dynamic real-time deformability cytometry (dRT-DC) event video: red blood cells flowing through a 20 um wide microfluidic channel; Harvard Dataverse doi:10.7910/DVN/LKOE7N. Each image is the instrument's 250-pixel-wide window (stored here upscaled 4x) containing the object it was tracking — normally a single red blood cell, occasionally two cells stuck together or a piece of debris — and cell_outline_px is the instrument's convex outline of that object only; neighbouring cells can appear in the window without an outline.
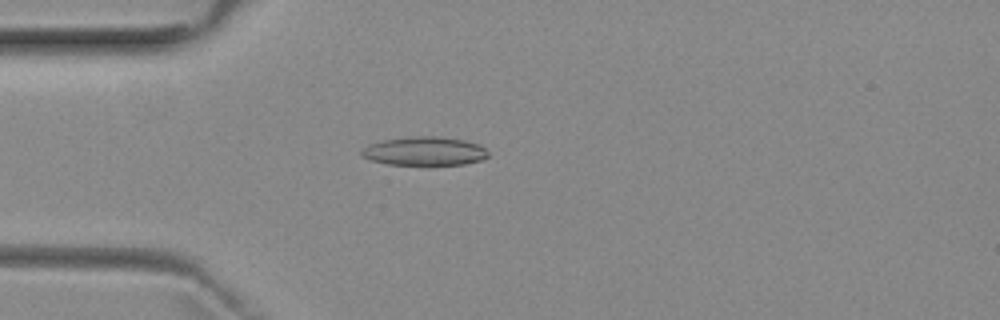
{"species": "common noctule bat (a hibernating species)", "species_latin": "Nyctalus noctula", "temperature_condition": "room temperature", "stored_images_in_passage": 52, "camera_frame_rate_fps": 3000, "um_per_image_px": 0.085, "animal": {"sex": "female", "body_mass_g": 29.2, "forearm_length_mm": 56.3}, "frame": {"image": 1, "passage_image": 14, "time_ms": 4.333, "image_size_px": [1000, 320], "cell_outline_px": [[488, 156], [480, 160], [464, 164], [388, 164], [372, 160], [360, 156], [360, 152], [368, 144], [384, 140], [412, 136], [440, 136], [464, 140], [480, 144], [488, 152]], "centroid_in_image_um": [36.08, 12.83], "position_along_channel_um": 48.9, "area_um2": 21.04}}
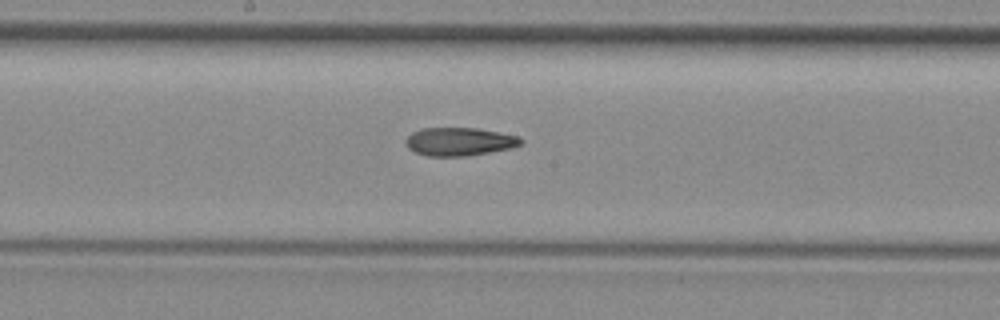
{"frame": {"image": 2, "passage_image": 27, "time_ms": 8.667, "image_size_px": [1000, 320], "cell_outline_px": [[524, 140], [520, 144], [512, 148], [464, 156], [428, 156], [416, 152], [408, 148], [404, 140], [412, 132], [420, 128], [476, 128], [520, 136]], "centroid_in_image_um": [39.04, 12.03], "position_along_channel_um": 209.2, "area_um2": 18.9}}
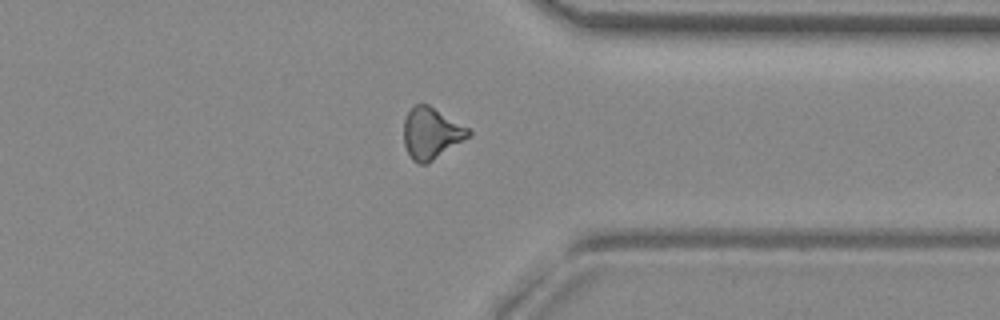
{"frame": {"image": 3, "passage_image": 40, "time_ms": 13.0, "image_size_px": [1000, 320], "cell_outline_px": [[472, 132], [464, 140], [428, 164], [420, 164], [412, 160], [404, 144], [404, 120], [408, 112], [416, 104], [428, 104], [468, 128]], "centroid_in_image_um": [36.64, 11.34], "position_along_channel_um": 374.8, "area_um2": 19.13}, "authors_computed_cell_mechanics": {"area_um2": 19.1896, "velocity_mm_per_s": 3.9466, "shape_relaxation_time_tau1_ms": null, "shape_relaxation_time_tau2_ms": 6.2537, "deformation_change_tau1": null, "deformation_change_tau2": 0.1741}}